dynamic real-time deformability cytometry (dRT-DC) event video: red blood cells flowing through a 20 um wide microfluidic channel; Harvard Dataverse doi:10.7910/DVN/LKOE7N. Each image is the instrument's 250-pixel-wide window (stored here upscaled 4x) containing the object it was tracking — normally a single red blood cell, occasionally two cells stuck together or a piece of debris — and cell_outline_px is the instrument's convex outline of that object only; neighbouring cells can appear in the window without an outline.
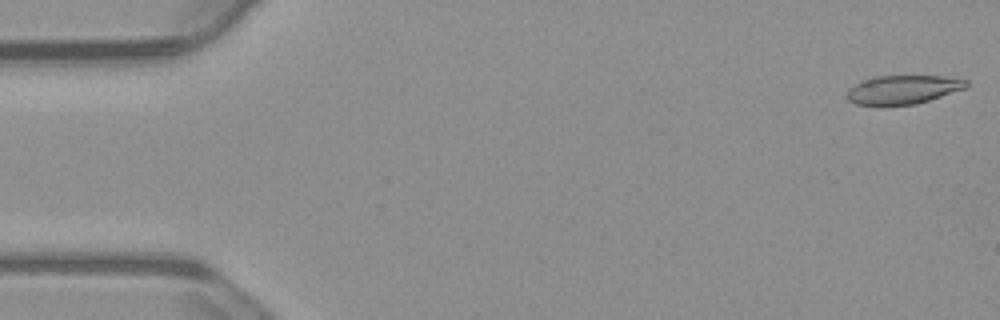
{"species": "common noctule bat (a hibernating species)", "species_latin": "Nyctalus noctula", "temperature_condition": "warm", "stored_images_in_passage": 55, "camera_frame_rate_fps": 3000, "um_per_image_px": 0.085, "animal": {"sex": "male", "body_mass_g": 23.1, "forearm_length_mm": 52.7}, "frame": {"image": 1, "passage_image": 1, "time_ms": 0.0, "image_size_px": [1000, 320], "cell_outline_px": [[968, 84], [964, 88], [916, 104], [856, 104], [848, 100], [848, 88], [864, 80], [876, 76], [944, 76], [968, 80]], "centroid_in_image_um": [76.76, 7.6], "position_along_channel_um": 8.2, "area_um2": 19.42}}
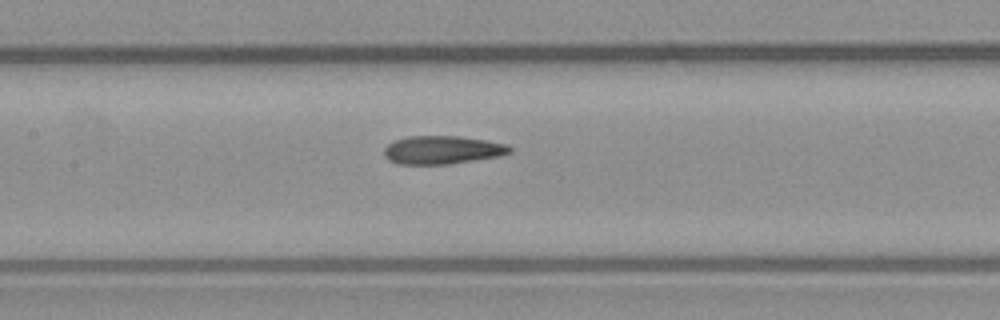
{"frame": {"image": 2, "passage_image": 25, "time_ms": 8.0, "image_size_px": [1000, 320], "cell_outline_px": [[512, 152], [500, 156], [448, 164], [400, 164], [388, 160], [384, 156], [384, 148], [388, 144], [396, 140], [408, 136], [460, 136], [508, 144], [512, 148]], "centroid_in_image_um": [37.61, 12.74], "position_along_channel_um": 169.8, "area_um2": 20.69}}
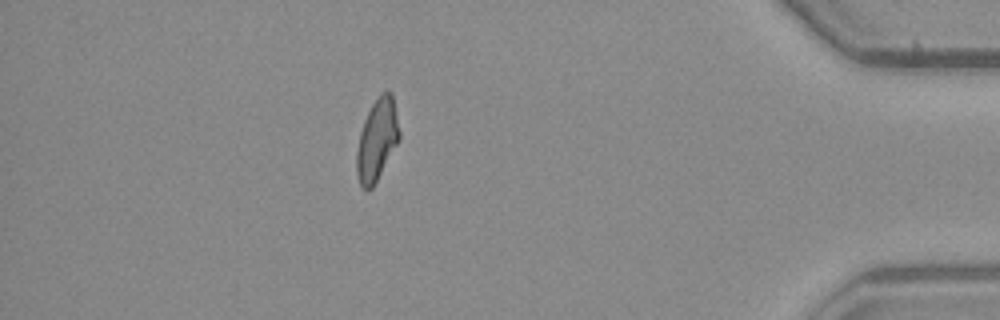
{"frame": {"image": 3, "passage_image": 48, "time_ms": 15.667, "image_size_px": [1000, 320], "cell_outline_px": [[400, 140], [372, 188], [364, 188], [360, 184], [356, 172], [356, 152], [360, 132], [364, 120], [372, 104], [380, 92], [392, 92], [400, 132]], "centroid_in_image_um": [32.05, 11.86], "position_along_channel_um": 403.1, "area_um2": 20.23}, "authors_computed_cell_mechanics": {"area_um2": 20.808, "velocity_mm_per_s": 3.7121, "shape_relaxation_time_tau1_ms": 7.3317, "shape_relaxation_time_tau2_ms": 2.6672, "deformation_change_tau1": 0.1969, "deformation_change_tau2": 0.1215}}